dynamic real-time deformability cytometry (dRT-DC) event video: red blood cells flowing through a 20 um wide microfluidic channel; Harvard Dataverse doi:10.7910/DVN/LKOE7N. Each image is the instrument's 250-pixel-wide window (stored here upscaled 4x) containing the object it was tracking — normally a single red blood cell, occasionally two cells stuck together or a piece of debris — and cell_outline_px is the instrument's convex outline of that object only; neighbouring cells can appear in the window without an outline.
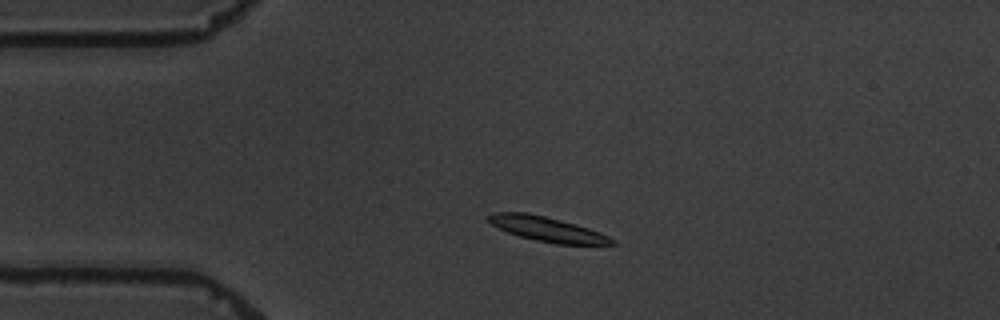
{"species": "common noctule bat (a hibernating species)", "species_latin": "Nyctalus noctula", "temperature_condition": "warm", "stored_images_in_passage": 5, "camera_frame_rate_fps": 3000, "um_per_image_px": 0.085, "animal": {"sex": "male", "body_mass_g": 19.5, "forearm_length_mm": 54.6}, "frame": {"image": 1, "passage_image": 3, "time_ms": 2.667, "image_size_px": [1000, 320], "cell_outline_px": [[616, 244], [556, 244], [536, 240], [520, 236], [508, 232], [492, 224], [484, 216], [492, 212], [528, 212], [560, 220], [588, 228], [600, 232], [616, 240]], "centroid_in_image_um": [46.48, 19.46], "position_along_channel_um": 38.5, "area_um2": 17.63}}